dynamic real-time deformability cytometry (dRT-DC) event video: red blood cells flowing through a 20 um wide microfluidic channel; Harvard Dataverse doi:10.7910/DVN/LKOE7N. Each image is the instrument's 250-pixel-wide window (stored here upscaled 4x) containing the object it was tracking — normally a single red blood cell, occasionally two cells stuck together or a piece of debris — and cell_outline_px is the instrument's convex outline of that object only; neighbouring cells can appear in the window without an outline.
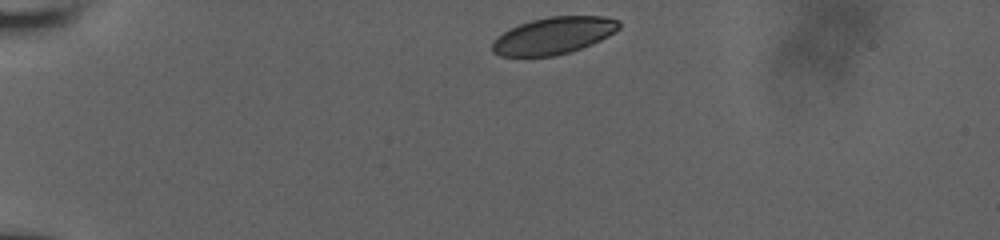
{"species": "human", "species_latin": "Homo sapiens", "temperature_condition": "room temperature", "stored_images_in_passage": 36, "camera_frame_rate_fps": 3000, "um_per_image_px": 0.085, "donor": {"sex": "male"}, "frame": {"image": 1, "passage_image": 1, "time_ms": 0.0, "image_size_px": [1000, 240], "cell_outline_px": [[620, 28], [608, 36], [592, 44], [556, 56], [500, 56], [492, 52], [492, 44], [496, 36], [520, 24], [532, 20], [548, 16], [604, 16], [620, 20]], "centroid_in_image_um": [47.06, 3.02], "position_along_channel_um": 37.9, "area_um2": 27.28}}
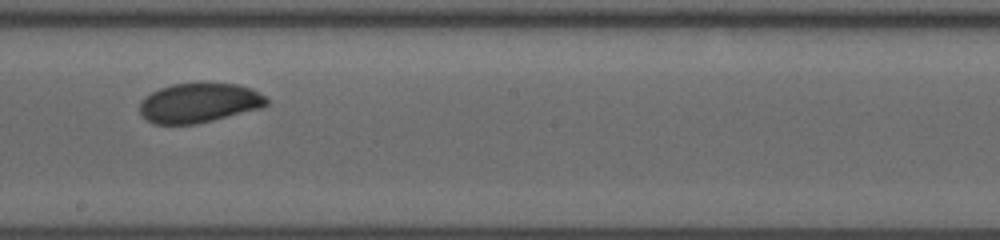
{"frame": {"image": 2, "passage_image": 21, "time_ms": 6.667, "image_size_px": [1000, 240], "cell_outline_px": [[268, 104], [264, 108], [196, 124], [156, 124], [148, 120], [140, 112], [140, 104], [144, 96], [160, 88], [172, 84], [240, 84], [252, 88], [264, 96], [268, 100]], "centroid_in_image_um": [16.96, 8.75], "position_along_channel_um": 231.2, "area_um2": 29.13}}
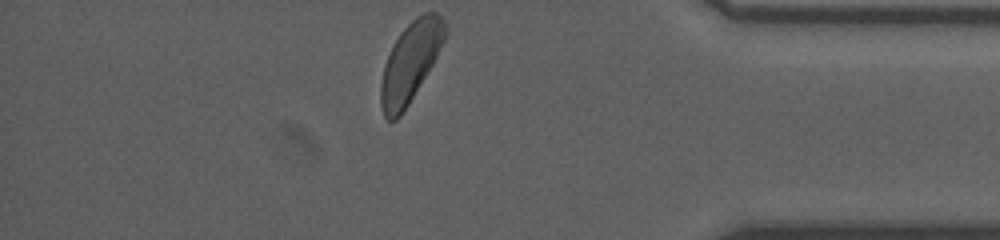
{"frame": {"image": 3, "passage_image": 36, "time_ms": 11.667, "image_size_px": [1000, 240], "cell_outline_px": [[448, 32], [432, 64], [408, 104], [400, 116], [396, 120], [388, 120], [384, 116], [380, 104], [380, 84], [384, 64], [400, 32], [416, 16], [424, 12], [436, 12], [444, 20], [448, 28]], "centroid_in_image_um": [34.88, 5.26], "position_along_channel_um": 400.3, "area_um2": 29.48}, "authors_computed_cell_mechanics": {"area_um2": 29.6225, "velocity_mm_per_s": 3.8731, "shape_relaxation_time_tau1_ms": 4.3687, "shape_relaxation_time_tau2_ms": null, "deformation_change_tau1": 0.107, "deformation_change_tau2": null}}